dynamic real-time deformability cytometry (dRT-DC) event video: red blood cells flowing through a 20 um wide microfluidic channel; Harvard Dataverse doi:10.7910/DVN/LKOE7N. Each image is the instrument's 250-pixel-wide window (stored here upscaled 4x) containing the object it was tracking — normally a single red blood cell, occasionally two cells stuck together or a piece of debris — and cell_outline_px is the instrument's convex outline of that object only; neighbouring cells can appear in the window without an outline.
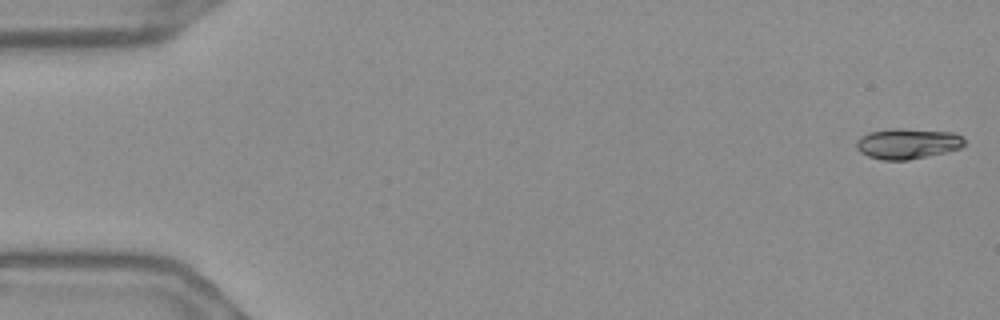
{"species": "Egyptian fruit bat (a non-hibernating species)", "species_latin": "Rousettus aegyptiacus", "temperature_condition": "warm", "stored_images_in_passage": 55, "camera_frame_rate_fps": 3000, "um_per_image_px": 0.085, "frame": {"image": 1, "passage_image": 1, "time_ms": 0.0, "image_size_px": [1000, 320], "cell_outline_px": [[964, 144], [960, 148], [944, 152], [908, 160], [884, 160], [868, 156], [860, 152], [856, 148], [856, 140], [860, 136], [868, 132], [892, 128], [900, 128], [956, 132], [964, 136]], "centroid_in_image_um": [77.13, 12.19], "position_along_channel_um": 7.9, "area_um2": 19.36}}
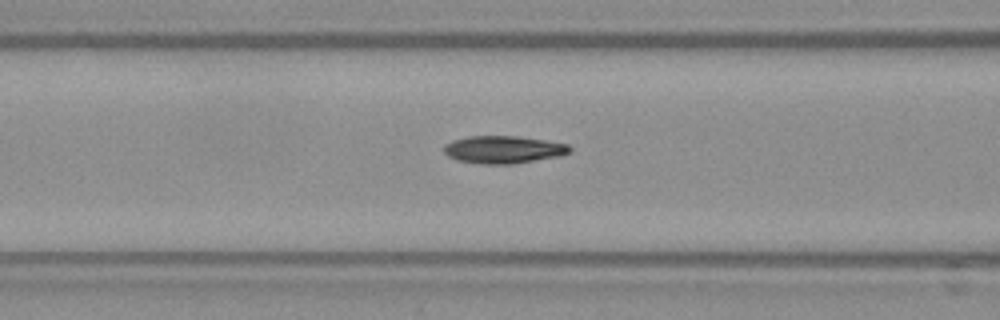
{"frame": {"image": 2, "passage_image": 22, "time_ms": 7.0, "image_size_px": [1000, 320], "cell_outline_px": [[572, 152], [560, 156], [512, 164], [480, 164], [456, 160], [448, 156], [444, 152], [444, 144], [452, 140], [468, 136], [516, 136], [544, 140], [568, 144], [572, 148]], "centroid_in_image_um": [42.78, 12.71], "position_along_channel_um": 123.8, "area_um2": 20.35}}
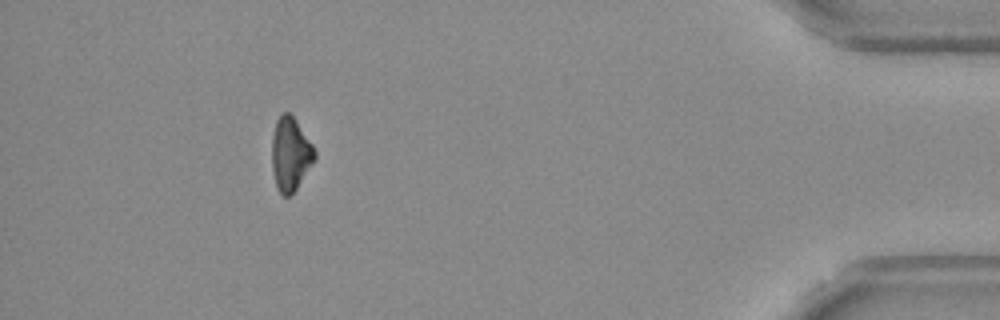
{"frame": {"image": 3, "passage_image": 50, "time_ms": 16.333, "image_size_px": [1000, 320], "cell_outline_px": [[316, 160], [296, 188], [288, 196], [284, 196], [276, 188], [272, 172], [272, 136], [276, 120], [284, 112], [288, 112], [292, 116], [312, 144], [316, 152]], "centroid_in_image_um": [24.68, 13.12], "position_along_channel_um": 410.5, "area_um2": 18.21}, "authors_computed_cell_mechanics": {"area_um2": 19.4786, "velocity_mm_per_s": 3.6963, "shape_relaxation_time_tau1_ms": 10.9686, "shape_relaxation_time_tau2_ms": 4.2846, "deformation_change_tau1": 0.2491, "deformation_change_tau2": 0.1096}}